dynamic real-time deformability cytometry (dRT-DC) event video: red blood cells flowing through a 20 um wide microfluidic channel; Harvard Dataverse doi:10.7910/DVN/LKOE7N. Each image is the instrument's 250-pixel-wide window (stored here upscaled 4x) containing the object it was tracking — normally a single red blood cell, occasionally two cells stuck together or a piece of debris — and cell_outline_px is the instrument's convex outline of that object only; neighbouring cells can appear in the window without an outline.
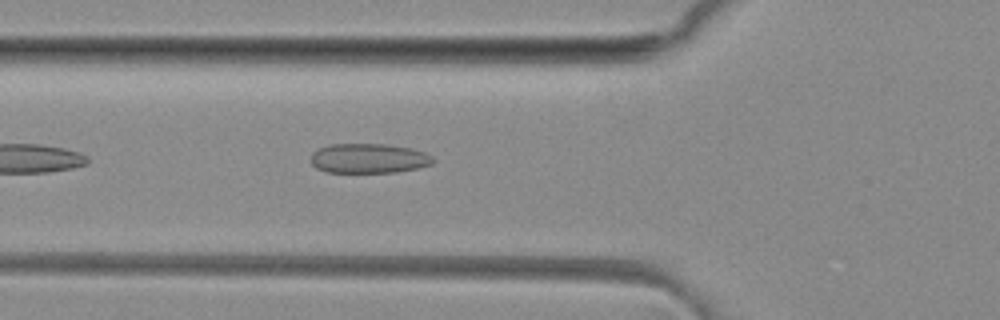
{"species": "common noctule bat (a hibernating species)", "species_latin": "Nyctalus noctula", "temperature_condition": "room temperature", "stored_images_in_passage": 21, "camera_frame_rate_fps": 3000, "um_per_image_px": 0.085, "animal": {"sex": "female", "body_mass_g": 29.2, "forearm_length_mm": 56.3}, "frame": {"image": 1, "passage_image": 3, "time_ms": 0.667, "image_size_px": [1000, 320], "cell_outline_px": [[436, 160], [432, 164], [416, 168], [396, 172], [324, 172], [316, 168], [312, 164], [312, 152], [320, 148], [332, 144], [388, 144], [412, 148], [424, 152], [432, 156]], "centroid_in_image_um": [31.36, 13.46], "position_along_channel_um": 94.4, "area_um2": 21.15}}
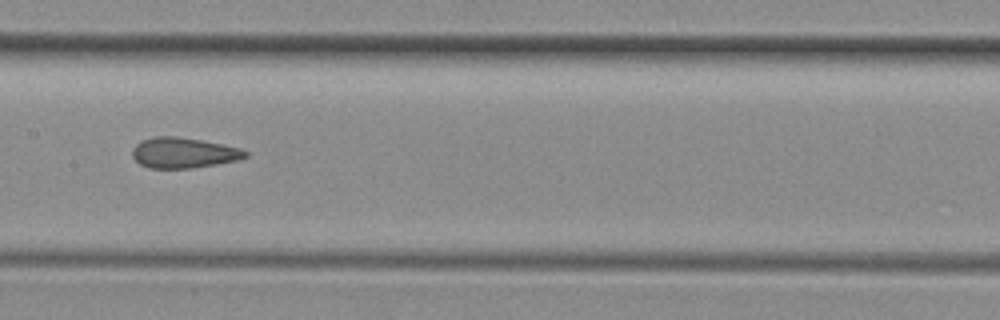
{"frame": {"image": 2, "passage_image": 10, "time_ms": 3.0, "image_size_px": [1000, 320], "cell_outline_px": [[248, 156], [236, 160], [216, 164], [192, 168], [148, 168], [140, 164], [132, 156], [132, 148], [140, 140], [152, 136], [176, 136], [200, 140], [240, 148], [248, 152]], "centroid_in_image_um": [15.55, 12.98], "position_along_channel_um": 191.8, "area_um2": 20.06}}
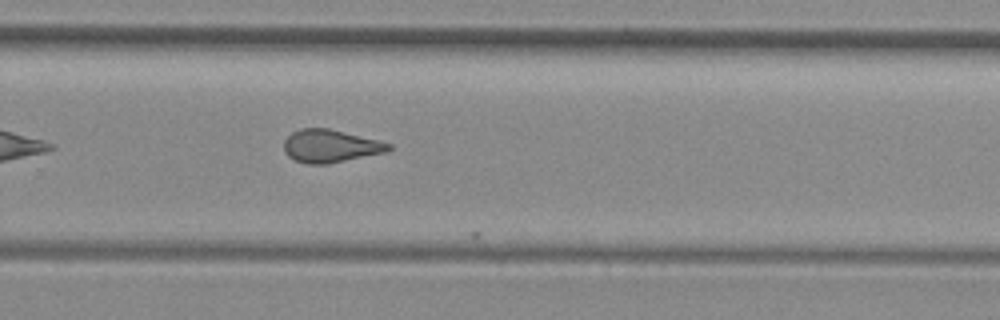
{"frame": {"image": 3, "passage_image": 18, "time_ms": 5.667, "image_size_px": [1000, 320], "cell_outline_px": [[392, 148], [388, 152], [328, 164], [308, 164], [296, 160], [288, 156], [284, 152], [284, 140], [292, 132], [300, 128], [328, 128], [392, 144]], "centroid_in_image_um": [28.08, 12.42], "position_along_channel_um": 301.7, "area_um2": 20.0}}